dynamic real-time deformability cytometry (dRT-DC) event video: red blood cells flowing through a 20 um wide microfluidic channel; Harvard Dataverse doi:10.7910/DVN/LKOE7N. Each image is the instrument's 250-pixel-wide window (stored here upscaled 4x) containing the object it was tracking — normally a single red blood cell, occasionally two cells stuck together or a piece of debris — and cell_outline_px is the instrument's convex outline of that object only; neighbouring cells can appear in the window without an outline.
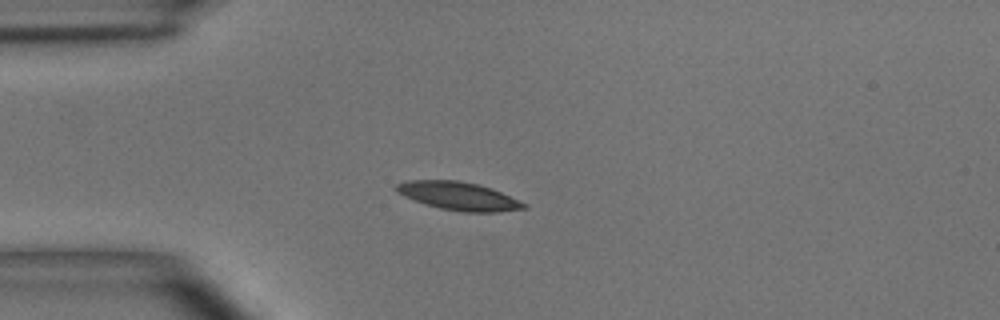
{"species": "common noctule bat (a hibernating species)", "species_latin": "Nyctalus noctula", "temperature_condition": "room temperature", "stored_images_in_passage": 6, "camera_frame_rate_fps": 3000, "um_per_image_px": 0.085, "animal": {"sex": "male", "body_mass_g": 15.6}, "frame": {"image": 1, "passage_image": 3, "time_ms": 2.333, "image_size_px": [1000, 320], "cell_outline_px": [[528, 208], [496, 212], [460, 212], [440, 208], [424, 204], [404, 196], [396, 192], [392, 188], [396, 184], [404, 180], [456, 180], [480, 184], [492, 188], [528, 204]], "centroid_in_image_um": [38.95, 16.66], "position_along_channel_um": 46.0, "area_um2": 21.27}}
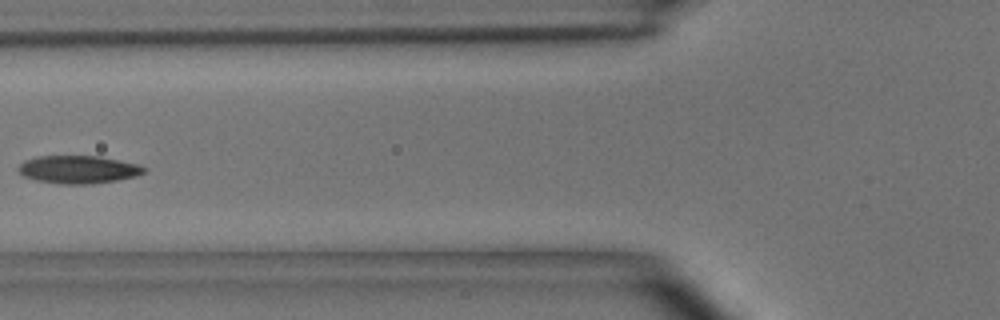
{"frame": {"image": 2, "passage_image": 5, "time_ms": 4.667, "image_size_px": [1000, 320], "cell_outline_px": [[148, 168], [144, 172], [136, 176], [116, 180], [92, 184], [64, 184], [36, 180], [24, 176], [16, 168], [24, 160], [36, 156], [100, 156], [140, 164]], "centroid_in_image_um": [6.67, 14.4], "position_along_channel_um": 119.1, "area_um2": 20.52}}